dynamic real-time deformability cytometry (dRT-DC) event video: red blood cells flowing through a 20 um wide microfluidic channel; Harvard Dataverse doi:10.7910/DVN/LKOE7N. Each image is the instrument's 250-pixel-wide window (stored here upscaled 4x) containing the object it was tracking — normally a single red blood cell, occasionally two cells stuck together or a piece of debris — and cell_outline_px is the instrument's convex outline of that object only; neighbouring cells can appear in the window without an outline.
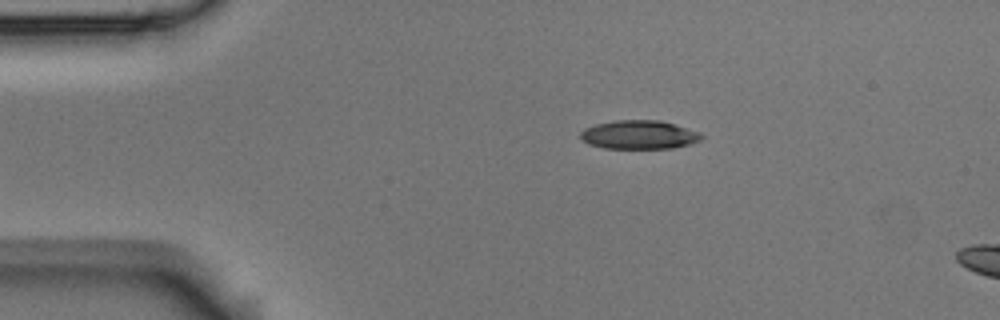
{"species": "Egyptian fruit bat (a non-hibernating species)", "species_latin": "Rousettus aegyptiacus", "temperature_condition": "room temperature", "stored_images_in_passage": 3, "camera_frame_rate_fps": 3000, "um_per_image_px": 0.085, "animal": {"sex": "male"}, "frame": {"image": 1, "passage_image": 1, "time_ms": 0.0, "image_size_px": [1000, 320], "cell_outline_px": [[704, 136], [700, 140], [688, 144], [672, 148], [604, 148], [588, 144], [580, 140], [580, 132], [584, 128], [596, 124], [616, 120], [660, 120], [676, 124], [700, 132]], "centroid_in_image_um": [54.3, 11.45], "position_along_channel_um": 30.7, "area_um2": 20.35}}